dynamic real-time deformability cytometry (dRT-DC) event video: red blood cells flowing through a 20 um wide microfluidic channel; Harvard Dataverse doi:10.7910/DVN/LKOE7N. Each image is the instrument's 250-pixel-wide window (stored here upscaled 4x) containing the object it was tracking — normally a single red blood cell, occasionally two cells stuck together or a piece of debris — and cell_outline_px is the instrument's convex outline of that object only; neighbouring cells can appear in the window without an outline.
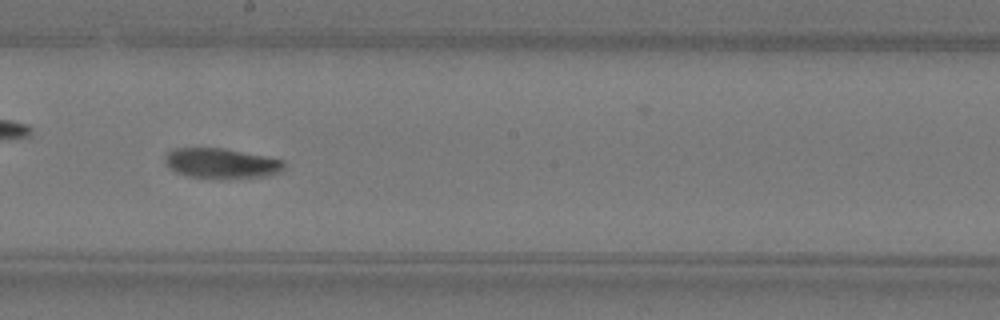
{"species": "Egyptian fruit bat (a non-hibernating species)", "species_latin": "Rousettus aegyptiacus", "temperature_condition": "warm", "stored_images_in_passage": 49, "camera_frame_rate_fps": 3000, "um_per_image_px": 0.085, "animal": {"sex": "female"}, "frame": {"image": 1, "passage_image": 28, "time_ms": 9.0, "image_size_px": [1000, 320], "cell_outline_px": [[284, 168], [280, 172], [268, 176], [188, 176], [176, 172], [164, 160], [164, 156], [168, 152], [176, 148], [224, 148], [284, 160]], "centroid_in_image_um": [18.82, 13.84], "position_along_channel_um": 229.4, "area_um2": 20.0}, "authors_computed_cell_mechanics": {"area_um2": 20.3456, "velocity_mm_per_s": 4.0883, "shape_relaxation_time_tau1_ms": 5.1176, "shape_relaxation_time_tau2_ms": null, "deformation_change_tau1": 0.2039, "deformation_change_tau2": null}}